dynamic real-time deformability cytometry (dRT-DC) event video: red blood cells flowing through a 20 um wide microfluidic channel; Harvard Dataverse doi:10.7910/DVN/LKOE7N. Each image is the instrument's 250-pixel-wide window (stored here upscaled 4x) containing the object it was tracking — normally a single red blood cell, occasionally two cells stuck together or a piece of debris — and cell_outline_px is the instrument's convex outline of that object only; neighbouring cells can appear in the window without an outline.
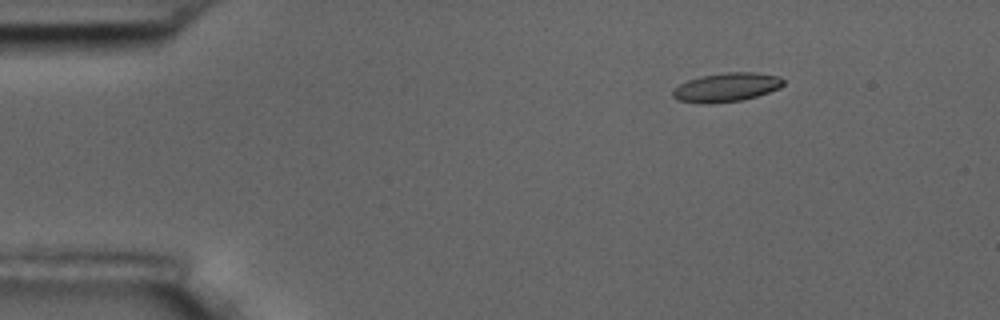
{"species": "common noctule bat (a hibernating species)", "species_latin": "Nyctalus noctula", "temperature_condition": "room temperature", "stored_images_in_passage": 13, "camera_frame_rate_fps": 3000, "um_per_image_px": 0.085, "animal": {"sex": "male", "body_mass_g": 17.5, "forearm_length_mm": 52.3}, "frame": {"image": 1, "passage_image": 3, "time_ms": 2.333, "image_size_px": [1000, 320], "cell_outline_px": [[784, 84], [780, 88], [756, 96], [740, 100], [708, 104], [700, 104], [680, 100], [672, 96], [672, 92], [680, 84], [688, 80], [704, 76], [724, 72], [756, 72], [780, 76], [784, 80]], "centroid_in_image_um": [61.78, 7.41], "position_along_channel_um": 23.2, "area_um2": 18.5}}
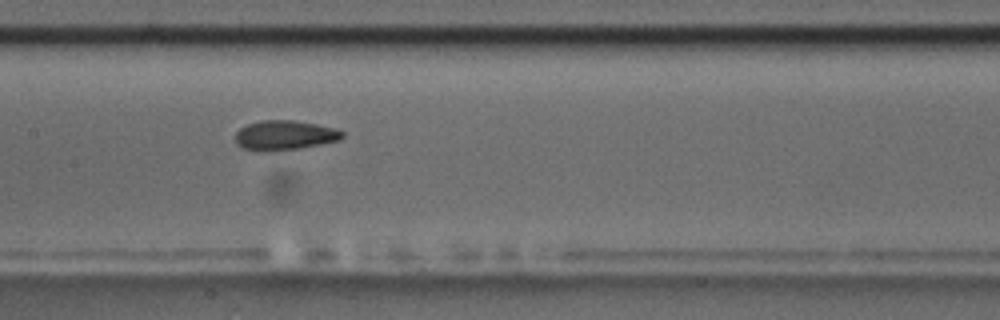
{"frame": {"image": 2, "passage_image": 8, "time_ms": 9.0, "image_size_px": [1000, 320], "cell_outline_px": [[344, 136], [340, 140], [300, 148], [268, 152], [256, 152], [240, 148], [236, 144], [236, 132], [240, 128], [248, 124], [264, 120], [292, 120], [316, 124], [332, 128], [344, 132]], "centroid_in_image_um": [24.14, 11.52], "position_along_channel_um": 183.3, "area_um2": 18.61}}
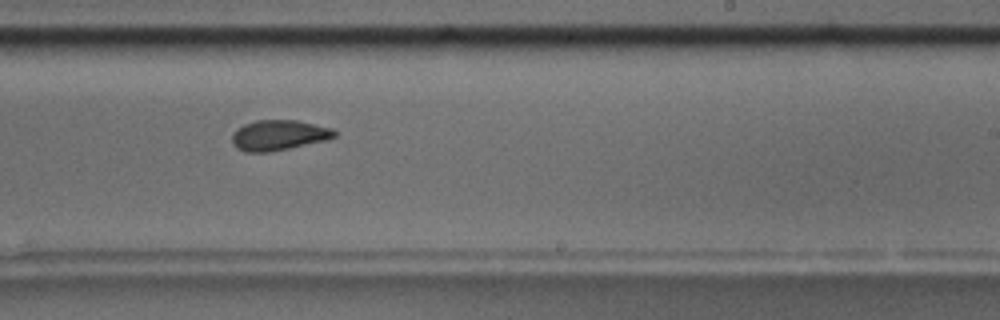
{"frame": {"image": 3, "passage_image": 10, "time_ms": 11.333, "image_size_px": [1000, 320], "cell_outline_px": [[336, 136], [328, 140], [268, 152], [244, 152], [236, 148], [232, 144], [232, 136], [236, 128], [244, 124], [256, 120], [296, 120], [332, 128], [336, 132]], "centroid_in_image_um": [23.67, 11.49], "position_along_channel_um": 265.3, "area_um2": 18.15}, "authors_computed_cell_mechanics": {"area_um2": 18.4382, "velocity_mm_per_s": 3.5331, "shape_relaxation_time_tau1_ms": 3.2743, "shape_relaxation_time_tau2_ms": 1.2899, "deformation_change_tau1": 0.122, "deformation_change_tau2": 0.0657}}